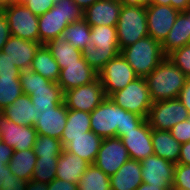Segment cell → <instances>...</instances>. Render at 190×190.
<instances>
[{
  "label": "cell",
  "instance_id": "b9f144b4",
  "mask_svg": "<svg viewBox=\"0 0 190 190\" xmlns=\"http://www.w3.org/2000/svg\"><path fill=\"white\" fill-rule=\"evenodd\" d=\"M36 16H41L50 10L54 4V0H27L23 3Z\"/></svg>",
  "mask_w": 190,
  "mask_h": 190
},
{
  "label": "cell",
  "instance_id": "7dc6e473",
  "mask_svg": "<svg viewBox=\"0 0 190 190\" xmlns=\"http://www.w3.org/2000/svg\"><path fill=\"white\" fill-rule=\"evenodd\" d=\"M178 99L186 107L190 115V78H187L185 85L179 94Z\"/></svg>",
  "mask_w": 190,
  "mask_h": 190
},
{
  "label": "cell",
  "instance_id": "f546056e",
  "mask_svg": "<svg viewBox=\"0 0 190 190\" xmlns=\"http://www.w3.org/2000/svg\"><path fill=\"white\" fill-rule=\"evenodd\" d=\"M57 163L58 157H37L31 178L32 190H39L56 178Z\"/></svg>",
  "mask_w": 190,
  "mask_h": 190
},
{
  "label": "cell",
  "instance_id": "3957f363",
  "mask_svg": "<svg viewBox=\"0 0 190 190\" xmlns=\"http://www.w3.org/2000/svg\"><path fill=\"white\" fill-rule=\"evenodd\" d=\"M90 40L82 49V56L99 73L108 61L120 53L116 27L92 26Z\"/></svg>",
  "mask_w": 190,
  "mask_h": 190
},
{
  "label": "cell",
  "instance_id": "ac0fdd59",
  "mask_svg": "<svg viewBox=\"0 0 190 190\" xmlns=\"http://www.w3.org/2000/svg\"><path fill=\"white\" fill-rule=\"evenodd\" d=\"M97 78L98 73L82 57L77 63L63 64L57 84L64 93L70 89L94 82Z\"/></svg>",
  "mask_w": 190,
  "mask_h": 190
},
{
  "label": "cell",
  "instance_id": "f907efd6",
  "mask_svg": "<svg viewBox=\"0 0 190 190\" xmlns=\"http://www.w3.org/2000/svg\"><path fill=\"white\" fill-rule=\"evenodd\" d=\"M128 5H136L141 7H147L152 4V0H122Z\"/></svg>",
  "mask_w": 190,
  "mask_h": 190
},
{
  "label": "cell",
  "instance_id": "f1b7e54d",
  "mask_svg": "<svg viewBox=\"0 0 190 190\" xmlns=\"http://www.w3.org/2000/svg\"><path fill=\"white\" fill-rule=\"evenodd\" d=\"M45 45L58 63L60 69H63V64L77 63L83 57L82 51L74 48L62 36L54 38Z\"/></svg>",
  "mask_w": 190,
  "mask_h": 190
},
{
  "label": "cell",
  "instance_id": "ee69618b",
  "mask_svg": "<svg viewBox=\"0 0 190 190\" xmlns=\"http://www.w3.org/2000/svg\"><path fill=\"white\" fill-rule=\"evenodd\" d=\"M39 190H78L77 183H69L62 179L55 178Z\"/></svg>",
  "mask_w": 190,
  "mask_h": 190
},
{
  "label": "cell",
  "instance_id": "ba28073f",
  "mask_svg": "<svg viewBox=\"0 0 190 190\" xmlns=\"http://www.w3.org/2000/svg\"><path fill=\"white\" fill-rule=\"evenodd\" d=\"M1 11L6 16L12 36L39 42L38 16L24 4L13 3Z\"/></svg>",
  "mask_w": 190,
  "mask_h": 190
},
{
  "label": "cell",
  "instance_id": "8d00e7d4",
  "mask_svg": "<svg viewBox=\"0 0 190 190\" xmlns=\"http://www.w3.org/2000/svg\"><path fill=\"white\" fill-rule=\"evenodd\" d=\"M19 79L23 94L27 95H30L34 88L45 87L51 83V81L45 79L40 74L32 71L31 69L21 70Z\"/></svg>",
  "mask_w": 190,
  "mask_h": 190
},
{
  "label": "cell",
  "instance_id": "44dd1931",
  "mask_svg": "<svg viewBox=\"0 0 190 190\" xmlns=\"http://www.w3.org/2000/svg\"><path fill=\"white\" fill-rule=\"evenodd\" d=\"M42 44L10 36L2 52L8 55L19 70L30 69L33 58Z\"/></svg>",
  "mask_w": 190,
  "mask_h": 190
},
{
  "label": "cell",
  "instance_id": "1f68e13d",
  "mask_svg": "<svg viewBox=\"0 0 190 190\" xmlns=\"http://www.w3.org/2000/svg\"><path fill=\"white\" fill-rule=\"evenodd\" d=\"M91 26L84 18L75 21L67 26L63 31L62 37L66 42H69L74 48L82 49L91 42Z\"/></svg>",
  "mask_w": 190,
  "mask_h": 190
},
{
  "label": "cell",
  "instance_id": "9f6ffc18",
  "mask_svg": "<svg viewBox=\"0 0 190 190\" xmlns=\"http://www.w3.org/2000/svg\"><path fill=\"white\" fill-rule=\"evenodd\" d=\"M25 1H27V0H15V3H17V4H23Z\"/></svg>",
  "mask_w": 190,
  "mask_h": 190
},
{
  "label": "cell",
  "instance_id": "277c9868",
  "mask_svg": "<svg viewBox=\"0 0 190 190\" xmlns=\"http://www.w3.org/2000/svg\"><path fill=\"white\" fill-rule=\"evenodd\" d=\"M83 18V10L73 0H59L38 17L39 42L46 44L62 36L67 26Z\"/></svg>",
  "mask_w": 190,
  "mask_h": 190
},
{
  "label": "cell",
  "instance_id": "836d02e7",
  "mask_svg": "<svg viewBox=\"0 0 190 190\" xmlns=\"http://www.w3.org/2000/svg\"><path fill=\"white\" fill-rule=\"evenodd\" d=\"M88 131H91L90 113L68 109L67 121L62 137H78Z\"/></svg>",
  "mask_w": 190,
  "mask_h": 190
},
{
  "label": "cell",
  "instance_id": "4fadbf2b",
  "mask_svg": "<svg viewBox=\"0 0 190 190\" xmlns=\"http://www.w3.org/2000/svg\"><path fill=\"white\" fill-rule=\"evenodd\" d=\"M129 159L127 149L119 137L104 138L94 164L111 177Z\"/></svg>",
  "mask_w": 190,
  "mask_h": 190
},
{
  "label": "cell",
  "instance_id": "f35d334b",
  "mask_svg": "<svg viewBox=\"0 0 190 190\" xmlns=\"http://www.w3.org/2000/svg\"><path fill=\"white\" fill-rule=\"evenodd\" d=\"M173 190H190V165L176 164Z\"/></svg>",
  "mask_w": 190,
  "mask_h": 190
},
{
  "label": "cell",
  "instance_id": "cb8c5ba5",
  "mask_svg": "<svg viewBox=\"0 0 190 190\" xmlns=\"http://www.w3.org/2000/svg\"><path fill=\"white\" fill-rule=\"evenodd\" d=\"M88 165L89 163L81 157L63 149L58 157L56 178L69 183H78V180L81 178Z\"/></svg>",
  "mask_w": 190,
  "mask_h": 190
},
{
  "label": "cell",
  "instance_id": "484cf974",
  "mask_svg": "<svg viewBox=\"0 0 190 190\" xmlns=\"http://www.w3.org/2000/svg\"><path fill=\"white\" fill-rule=\"evenodd\" d=\"M3 114L19 126H34V105L32 104L30 96L27 94L19 96L3 110Z\"/></svg>",
  "mask_w": 190,
  "mask_h": 190
},
{
  "label": "cell",
  "instance_id": "db71d44e",
  "mask_svg": "<svg viewBox=\"0 0 190 190\" xmlns=\"http://www.w3.org/2000/svg\"><path fill=\"white\" fill-rule=\"evenodd\" d=\"M10 169L5 163H0V184L2 183V178L8 175Z\"/></svg>",
  "mask_w": 190,
  "mask_h": 190
},
{
  "label": "cell",
  "instance_id": "4316f807",
  "mask_svg": "<svg viewBox=\"0 0 190 190\" xmlns=\"http://www.w3.org/2000/svg\"><path fill=\"white\" fill-rule=\"evenodd\" d=\"M30 69L51 82H58L60 68L45 44L37 50Z\"/></svg>",
  "mask_w": 190,
  "mask_h": 190
},
{
  "label": "cell",
  "instance_id": "9a60e30c",
  "mask_svg": "<svg viewBox=\"0 0 190 190\" xmlns=\"http://www.w3.org/2000/svg\"><path fill=\"white\" fill-rule=\"evenodd\" d=\"M140 162L144 183L160 188H172L176 164L156 155L148 156Z\"/></svg>",
  "mask_w": 190,
  "mask_h": 190
},
{
  "label": "cell",
  "instance_id": "5bb4252c",
  "mask_svg": "<svg viewBox=\"0 0 190 190\" xmlns=\"http://www.w3.org/2000/svg\"><path fill=\"white\" fill-rule=\"evenodd\" d=\"M180 11L172 6L151 4L146 7L148 34L154 40L163 42L168 36Z\"/></svg>",
  "mask_w": 190,
  "mask_h": 190
},
{
  "label": "cell",
  "instance_id": "5b68a950",
  "mask_svg": "<svg viewBox=\"0 0 190 190\" xmlns=\"http://www.w3.org/2000/svg\"><path fill=\"white\" fill-rule=\"evenodd\" d=\"M120 53L138 77L149 75L166 57L161 42L154 40L149 35L123 48Z\"/></svg>",
  "mask_w": 190,
  "mask_h": 190
},
{
  "label": "cell",
  "instance_id": "7a4b0ae2",
  "mask_svg": "<svg viewBox=\"0 0 190 190\" xmlns=\"http://www.w3.org/2000/svg\"><path fill=\"white\" fill-rule=\"evenodd\" d=\"M187 78L166 56L145 77L152 102L178 98Z\"/></svg>",
  "mask_w": 190,
  "mask_h": 190
},
{
  "label": "cell",
  "instance_id": "d6a6232c",
  "mask_svg": "<svg viewBox=\"0 0 190 190\" xmlns=\"http://www.w3.org/2000/svg\"><path fill=\"white\" fill-rule=\"evenodd\" d=\"M29 96L33 105L56 106L63 103L64 93L57 82H51L45 87L34 88Z\"/></svg>",
  "mask_w": 190,
  "mask_h": 190
},
{
  "label": "cell",
  "instance_id": "816d5d0a",
  "mask_svg": "<svg viewBox=\"0 0 190 190\" xmlns=\"http://www.w3.org/2000/svg\"><path fill=\"white\" fill-rule=\"evenodd\" d=\"M97 1L98 0H73V2L76 3L83 11H85L88 7Z\"/></svg>",
  "mask_w": 190,
  "mask_h": 190
},
{
  "label": "cell",
  "instance_id": "603a6c76",
  "mask_svg": "<svg viewBox=\"0 0 190 190\" xmlns=\"http://www.w3.org/2000/svg\"><path fill=\"white\" fill-rule=\"evenodd\" d=\"M161 44L166 56L172 51L190 44L189 10L179 13L168 36Z\"/></svg>",
  "mask_w": 190,
  "mask_h": 190
},
{
  "label": "cell",
  "instance_id": "2e32d148",
  "mask_svg": "<svg viewBox=\"0 0 190 190\" xmlns=\"http://www.w3.org/2000/svg\"><path fill=\"white\" fill-rule=\"evenodd\" d=\"M0 136L1 141L8 144L14 151H23L33 149L38 134L33 126H19L2 114L0 116Z\"/></svg>",
  "mask_w": 190,
  "mask_h": 190
},
{
  "label": "cell",
  "instance_id": "d6986e66",
  "mask_svg": "<svg viewBox=\"0 0 190 190\" xmlns=\"http://www.w3.org/2000/svg\"><path fill=\"white\" fill-rule=\"evenodd\" d=\"M124 2L122 0H98L83 11V18L92 26H115Z\"/></svg>",
  "mask_w": 190,
  "mask_h": 190
},
{
  "label": "cell",
  "instance_id": "6da1fadb",
  "mask_svg": "<svg viewBox=\"0 0 190 190\" xmlns=\"http://www.w3.org/2000/svg\"><path fill=\"white\" fill-rule=\"evenodd\" d=\"M146 118L124 110L109 97L90 113L91 131L104 138H121L126 132L134 130Z\"/></svg>",
  "mask_w": 190,
  "mask_h": 190
},
{
  "label": "cell",
  "instance_id": "d4e9b609",
  "mask_svg": "<svg viewBox=\"0 0 190 190\" xmlns=\"http://www.w3.org/2000/svg\"><path fill=\"white\" fill-rule=\"evenodd\" d=\"M152 145L154 155L178 164L181 143L169 131L152 129Z\"/></svg>",
  "mask_w": 190,
  "mask_h": 190
},
{
  "label": "cell",
  "instance_id": "74e56055",
  "mask_svg": "<svg viewBox=\"0 0 190 190\" xmlns=\"http://www.w3.org/2000/svg\"><path fill=\"white\" fill-rule=\"evenodd\" d=\"M167 57L190 78V44L172 51Z\"/></svg>",
  "mask_w": 190,
  "mask_h": 190
},
{
  "label": "cell",
  "instance_id": "60d3db41",
  "mask_svg": "<svg viewBox=\"0 0 190 190\" xmlns=\"http://www.w3.org/2000/svg\"><path fill=\"white\" fill-rule=\"evenodd\" d=\"M170 134L181 144L190 141V115L189 118L174 125Z\"/></svg>",
  "mask_w": 190,
  "mask_h": 190
},
{
  "label": "cell",
  "instance_id": "e575fe53",
  "mask_svg": "<svg viewBox=\"0 0 190 190\" xmlns=\"http://www.w3.org/2000/svg\"><path fill=\"white\" fill-rule=\"evenodd\" d=\"M20 76H0V108L6 109L23 94Z\"/></svg>",
  "mask_w": 190,
  "mask_h": 190
},
{
  "label": "cell",
  "instance_id": "7bdbcfd3",
  "mask_svg": "<svg viewBox=\"0 0 190 190\" xmlns=\"http://www.w3.org/2000/svg\"><path fill=\"white\" fill-rule=\"evenodd\" d=\"M20 72L8 55L0 51V76H20Z\"/></svg>",
  "mask_w": 190,
  "mask_h": 190
},
{
  "label": "cell",
  "instance_id": "ffe728a7",
  "mask_svg": "<svg viewBox=\"0 0 190 190\" xmlns=\"http://www.w3.org/2000/svg\"><path fill=\"white\" fill-rule=\"evenodd\" d=\"M102 140L93 131H88L78 137H62L60 141L65 151L94 164Z\"/></svg>",
  "mask_w": 190,
  "mask_h": 190
},
{
  "label": "cell",
  "instance_id": "7c38bea8",
  "mask_svg": "<svg viewBox=\"0 0 190 190\" xmlns=\"http://www.w3.org/2000/svg\"><path fill=\"white\" fill-rule=\"evenodd\" d=\"M106 97L98 77L94 82L65 91L63 102L67 109L91 113Z\"/></svg>",
  "mask_w": 190,
  "mask_h": 190
},
{
  "label": "cell",
  "instance_id": "681fc988",
  "mask_svg": "<svg viewBox=\"0 0 190 190\" xmlns=\"http://www.w3.org/2000/svg\"><path fill=\"white\" fill-rule=\"evenodd\" d=\"M178 164L190 165V141L181 144Z\"/></svg>",
  "mask_w": 190,
  "mask_h": 190
},
{
  "label": "cell",
  "instance_id": "4dcf8cb0",
  "mask_svg": "<svg viewBox=\"0 0 190 190\" xmlns=\"http://www.w3.org/2000/svg\"><path fill=\"white\" fill-rule=\"evenodd\" d=\"M78 190H111L110 177L95 164H89L77 183Z\"/></svg>",
  "mask_w": 190,
  "mask_h": 190
},
{
  "label": "cell",
  "instance_id": "f6af8a7d",
  "mask_svg": "<svg viewBox=\"0 0 190 190\" xmlns=\"http://www.w3.org/2000/svg\"><path fill=\"white\" fill-rule=\"evenodd\" d=\"M152 4L172 6L180 12L190 9V0H152Z\"/></svg>",
  "mask_w": 190,
  "mask_h": 190
},
{
  "label": "cell",
  "instance_id": "30bf717a",
  "mask_svg": "<svg viewBox=\"0 0 190 190\" xmlns=\"http://www.w3.org/2000/svg\"><path fill=\"white\" fill-rule=\"evenodd\" d=\"M98 77L106 96L109 97L138 78V75L122 54L119 53L105 64L104 68L98 73Z\"/></svg>",
  "mask_w": 190,
  "mask_h": 190
},
{
  "label": "cell",
  "instance_id": "7402d4cb",
  "mask_svg": "<svg viewBox=\"0 0 190 190\" xmlns=\"http://www.w3.org/2000/svg\"><path fill=\"white\" fill-rule=\"evenodd\" d=\"M142 183L141 162L130 158L110 177L111 190H136Z\"/></svg>",
  "mask_w": 190,
  "mask_h": 190
},
{
  "label": "cell",
  "instance_id": "c3c4849f",
  "mask_svg": "<svg viewBox=\"0 0 190 190\" xmlns=\"http://www.w3.org/2000/svg\"><path fill=\"white\" fill-rule=\"evenodd\" d=\"M14 153V149L11 148L8 144L0 142V163L9 164L11 157Z\"/></svg>",
  "mask_w": 190,
  "mask_h": 190
},
{
  "label": "cell",
  "instance_id": "83f0119b",
  "mask_svg": "<svg viewBox=\"0 0 190 190\" xmlns=\"http://www.w3.org/2000/svg\"><path fill=\"white\" fill-rule=\"evenodd\" d=\"M37 156L33 149L14 151L8 164L10 172L31 184Z\"/></svg>",
  "mask_w": 190,
  "mask_h": 190
},
{
  "label": "cell",
  "instance_id": "ab89813d",
  "mask_svg": "<svg viewBox=\"0 0 190 190\" xmlns=\"http://www.w3.org/2000/svg\"><path fill=\"white\" fill-rule=\"evenodd\" d=\"M0 190H32L31 184L17 175L8 172V175L2 178Z\"/></svg>",
  "mask_w": 190,
  "mask_h": 190
},
{
  "label": "cell",
  "instance_id": "52a82bcc",
  "mask_svg": "<svg viewBox=\"0 0 190 190\" xmlns=\"http://www.w3.org/2000/svg\"><path fill=\"white\" fill-rule=\"evenodd\" d=\"M109 98L126 111L147 119L153 104L145 77H138L123 89L111 94Z\"/></svg>",
  "mask_w": 190,
  "mask_h": 190
},
{
  "label": "cell",
  "instance_id": "8fae6325",
  "mask_svg": "<svg viewBox=\"0 0 190 190\" xmlns=\"http://www.w3.org/2000/svg\"><path fill=\"white\" fill-rule=\"evenodd\" d=\"M34 112L33 127L37 134L61 140L68 114L65 103L63 102L56 106L34 105Z\"/></svg>",
  "mask_w": 190,
  "mask_h": 190
},
{
  "label": "cell",
  "instance_id": "d590c367",
  "mask_svg": "<svg viewBox=\"0 0 190 190\" xmlns=\"http://www.w3.org/2000/svg\"><path fill=\"white\" fill-rule=\"evenodd\" d=\"M63 149L59 139L44 135H38L33 146L37 157H59Z\"/></svg>",
  "mask_w": 190,
  "mask_h": 190
},
{
  "label": "cell",
  "instance_id": "8992f818",
  "mask_svg": "<svg viewBox=\"0 0 190 190\" xmlns=\"http://www.w3.org/2000/svg\"><path fill=\"white\" fill-rule=\"evenodd\" d=\"M120 51L148 36L146 7L123 4L116 25Z\"/></svg>",
  "mask_w": 190,
  "mask_h": 190
},
{
  "label": "cell",
  "instance_id": "e0dca14e",
  "mask_svg": "<svg viewBox=\"0 0 190 190\" xmlns=\"http://www.w3.org/2000/svg\"><path fill=\"white\" fill-rule=\"evenodd\" d=\"M151 138L152 128L145 119L138 127L126 132L120 139L127 149L129 158L142 161L154 155Z\"/></svg>",
  "mask_w": 190,
  "mask_h": 190
},
{
  "label": "cell",
  "instance_id": "9c48e42d",
  "mask_svg": "<svg viewBox=\"0 0 190 190\" xmlns=\"http://www.w3.org/2000/svg\"><path fill=\"white\" fill-rule=\"evenodd\" d=\"M188 118V110L175 98L153 102L147 121L152 129L169 131L174 125Z\"/></svg>",
  "mask_w": 190,
  "mask_h": 190
},
{
  "label": "cell",
  "instance_id": "f5cc1de1",
  "mask_svg": "<svg viewBox=\"0 0 190 190\" xmlns=\"http://www.w3.org/2000/svg\"><path fill=\"white\" fill-rule=\"evenodd\" d=\"M136 190H173L172 188H160L159 186H154L152 184L142 183L136 188Z\"/></svg>",
  "mask_w": 190,
  "mask_h": 190
},
{
  "label": "cell",
  "instance_id": "6f0895ef",
  "mask_svg": "<svg viewBox=\"0 0 190 190\" xmlns=\"http://www.w3.org/2000/svg\"><path fill=\"white\" fill-rule=\"evenodd\" d=\"M3 114V110L0 108V116Z\"/></svg>",
  "mask_w": 190,
  "mask_h": 190
},
{
  "label": "cell",
  "instance_id": "bcb514c9",
  "mask_svg": "<svg viewBox=\"0 0 190 190\" xmlns=\"http://www.w3.org/2000/svg\"><path fill=\"white\" fill-rule=\"evenodd\" d=\"M11 36L10 27L6 16L0 10V51H2L3 46Z\"/></svg>",
  "mask_w": 190,
  "mask_h": 190
},
{
  "label": "cell",
  "instance_id": "11a10c76",
  "mask_svg": "<svg viewBox=\"0 0 190 190\" xmlns=\"http://www.w3.org/2000/svg\"><path fill=\"white\" fill-rule=\"evenodd\" d=\"M15 3V0H0V10Z\"/></svg>",
  "mask_w": 190,
  "mask_h": 190
}]
</instances>
